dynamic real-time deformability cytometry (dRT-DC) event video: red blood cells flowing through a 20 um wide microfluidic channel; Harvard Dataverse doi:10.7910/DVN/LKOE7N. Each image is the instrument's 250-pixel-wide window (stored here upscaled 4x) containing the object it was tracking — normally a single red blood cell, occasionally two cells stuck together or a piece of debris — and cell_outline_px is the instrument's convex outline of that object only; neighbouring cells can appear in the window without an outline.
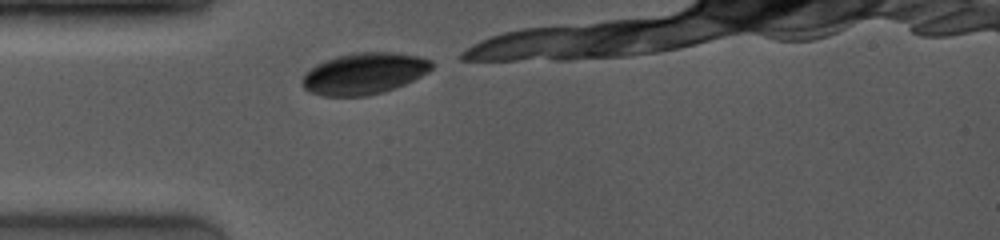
{"species": "common noctule bat (a hibernating species)", "species_latin": "Nyctalus noctula", "temperature_condition": "room temperature", "stored_images_in_passage": 6, "camera_frame_rate_fps": 4000, "um_per_image_px": 0.085, "animal": {"sex": "female", "body_mass_g": 19.0, "forearm_length_mm": 53.3}, "frame": {"image": 1, "passage_image": 1, "time_ms": 0.0, "image_size_px": [1000, 240], "cell_outline_px": [[432, 68], [428, 72], [396, 88], [384, 92], [368, 96], [320, 96], [308, 92], [304, 88], [304, 72], [316, 64], [336, 56], [356, 52], [396, 52], [420, 56], [432, 60]], "centroid_in_image_um": [30.96, 6.25], "position_along_channel_um": 54.0, "area_um2": 31.44}}